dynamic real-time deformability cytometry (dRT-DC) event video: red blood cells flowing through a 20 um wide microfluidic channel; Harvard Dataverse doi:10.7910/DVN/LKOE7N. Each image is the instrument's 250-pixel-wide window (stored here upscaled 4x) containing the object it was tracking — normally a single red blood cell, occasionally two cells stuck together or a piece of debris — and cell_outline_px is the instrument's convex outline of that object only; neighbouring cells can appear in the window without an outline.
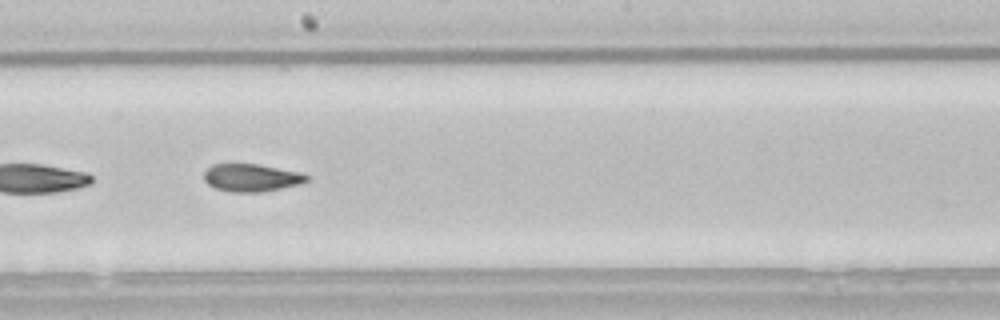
{"species": "common noctule bat (a hibernating species)", "species_latin": "Nyctalus noctula", "temperature_condition": "room temperature", "stored_images_in_passage": 49, "segment_of_instrument_passage": [2, 2], "camera_frame_rate_fps": 3000, "um_per_image_px": 0.085, "animal": {"sex": "male", "body_mass_g": 21.5, "forearm_length_mm": 52.0}, "frame": {"image": 1, "passage_image": 26, "time_ms": 8.333, "image_size_px": [1000, 320], "cell_outline_px": [[308, 180], [300, 184], [260, 192], [232, 192], [216, 188], [208, 184], [204, 180], [204, 172], [212, 164], [256, 164], [300, 172], [308, 176]], "centroid_in_image_um": [21.35, 15.1], "position_along_channel_um": 226.9, "area_um2": 16.36}}